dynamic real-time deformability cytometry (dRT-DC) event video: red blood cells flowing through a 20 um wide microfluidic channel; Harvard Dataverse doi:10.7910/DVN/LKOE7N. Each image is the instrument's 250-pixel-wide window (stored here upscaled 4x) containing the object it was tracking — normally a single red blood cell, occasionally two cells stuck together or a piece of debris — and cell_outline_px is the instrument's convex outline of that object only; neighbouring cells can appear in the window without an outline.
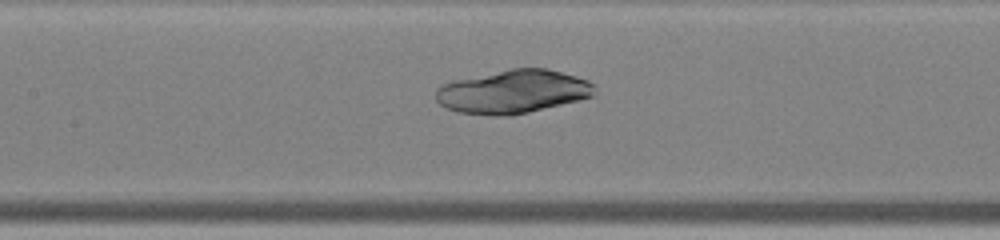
{"species": "common noctule bat (a hibernating species)", "species_latin": "Nyctalus noctula", "temperature_condition": "warm", "stored_images_in_passage": 48, "camera_frame_rate_fps": 3000, "um_per_image_px": 0.085, "animal": {"sex": "male", "body_mass_g": 19.0, "forearm_length_mm": 50.8}, "frame": {"image": 1, "passage_image": 23, "time_ms": 7.333, "image_size_px": [1000, 240], "cell_outline_px": [[596, 96], [580, 100], [512, 116], [492, 116], [460, 112], [444, 108], [436, 100], [436, 88], [452, 80], [512, 68], [548, 68], [576, 76], [588, 80], [592, 84], [596, 92]], "centroid_in_image_um": [43.61, 7.79], "position_along_channel_um": 163.8, "area_um2": 40.52}}
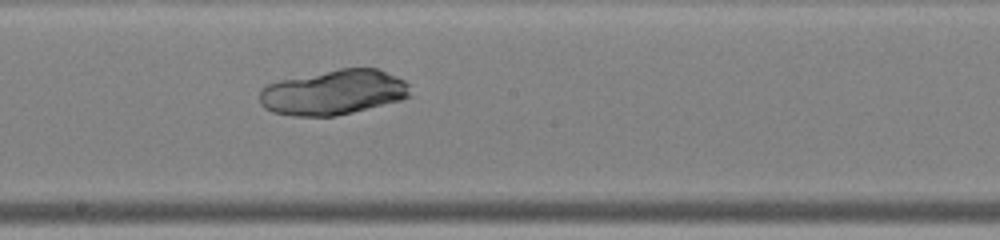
{"frame": {"image": 2, "passage_image": 27, "time_ms": 8.667, "image_size_px": [1000, 240], "cell_outline_px": [[412, 96], [400, 100], [336, 116], [292, 116], [272, 112], [264, 108], [260, 104], [260, 92], [268, 84], [280, 80], [340, 68], [376, 68], [396, 76], [404, 80], [408, 84]], "centroid_in_image_um": [28.35, 7.85], "position_along_channel_um": 219.8, "area_um2": 39.36}}
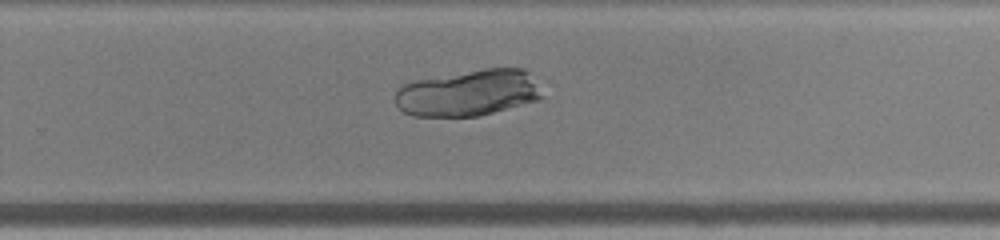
{"frame": {"image": 3, "passage_image": 32, "time_ms": 10.333, "image_size_px": [1000, 240], "cell_outline_px": [[544, 96], [540, 100], [480, 116], [412, 116], [404, 112], [396, 104], [396, 92], [404, 84], [416, 80], [484, 68], [524, 68], [528, 72]], "centroid_in_image_um": [39.84, 7.9], "position_along_channel_um": 290.0, "area_um2": 39.54}}